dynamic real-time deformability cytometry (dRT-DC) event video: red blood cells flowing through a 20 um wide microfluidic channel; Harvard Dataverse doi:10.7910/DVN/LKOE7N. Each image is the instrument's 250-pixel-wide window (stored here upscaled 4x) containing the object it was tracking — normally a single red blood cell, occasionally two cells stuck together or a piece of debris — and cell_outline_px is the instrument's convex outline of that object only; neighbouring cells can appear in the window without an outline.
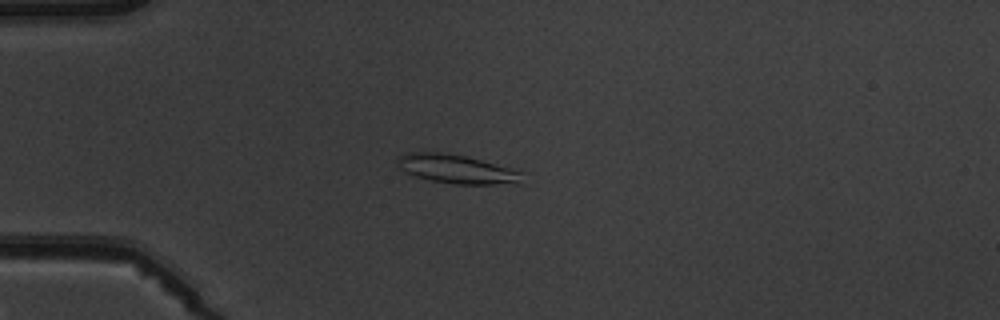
{"species": "common noctule bat (a hibernating species)", "species_latin": "Nyctalus noctula", "temperature_condition": "warm", "stored_images_in_passage": 5, "camera_frame_rate_fps": 3000, "um_per_image_px": 0.085, "animal": {"sex": "male", "body_mass_g": 19.5, "forearm_length_mm": 54.6}, "frame": {"image": 1, "passage_image": 3, "time_ms": 2.333, "image_size_px": [1000, 320], "cell_outline_px": [[524, 184], [456, 184], [432, 180], [416, 176], [400, 168], [396, 160], [400, 156], [408, 152], [436, 152], [464, 156], [512, 168], [524, 172]], "centroid_in_image_um": [38.92, 14.39], "position_along_channel_um": 46.1, "area_um2": 20.87}}
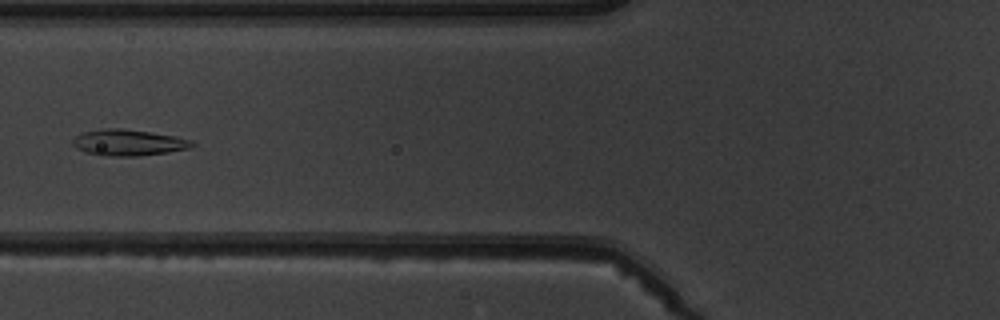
{"frame": {"image": 2, "passage_image": 5, "time_ms": 4.667, "image_size_px": [1000, 320], "cell_outline_px": [[196, 144], [188, 148], [168, 152], [140, 156], [104, 156], [84, 152], [76, 148], [72, 144], [72, 140], [76, 136], [84, 132], [108, 128], [120, 128], [148, 132], [172, 136], [192, 140]], "centroid_in_image_um": [10.88, 12.13], "position_along_channel_um": 114.9, "area_um2": 18.03}}